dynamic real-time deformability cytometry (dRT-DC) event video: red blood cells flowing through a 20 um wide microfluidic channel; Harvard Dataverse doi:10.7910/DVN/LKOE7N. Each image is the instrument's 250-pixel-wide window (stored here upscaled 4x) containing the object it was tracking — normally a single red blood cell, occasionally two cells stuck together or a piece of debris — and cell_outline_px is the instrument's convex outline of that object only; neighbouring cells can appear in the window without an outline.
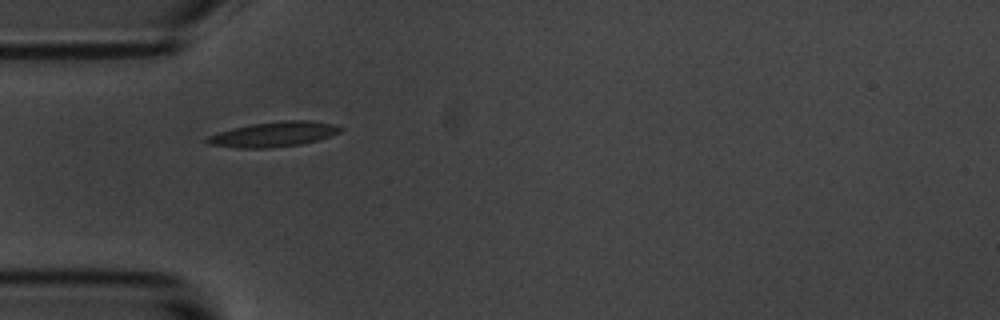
{"species": "common noctule bat (a hibernating species)", "species_latin": "Nyctalus noctula", "temperature_condition": "room temperature", "stored_images_in_passage": 2, "camera_frame_rate_fps": 3000, "um_per_image_px": 0.085, "animal": {"sex": "male", "body_mass_g": 20.1, "forearm_length_mm": 53.5}, "frame": {"image": 1, "passage_image": 1, "time_ms": 0.0, "image_size_px": [1000, 320], "cell_outline_px": [[344, 128], [340, 132], [316, 140], [300, 144], [268, 148], [240, 148], [208, 144], [204, 140], [208, 136], [232, 128], [252, 124], [284, 120], [308, 120], [332, 124]], "centroid_in_image_um": [23.24, 11.41], "position_along_channel_um": 61.8, "area_um2": 19.13}}